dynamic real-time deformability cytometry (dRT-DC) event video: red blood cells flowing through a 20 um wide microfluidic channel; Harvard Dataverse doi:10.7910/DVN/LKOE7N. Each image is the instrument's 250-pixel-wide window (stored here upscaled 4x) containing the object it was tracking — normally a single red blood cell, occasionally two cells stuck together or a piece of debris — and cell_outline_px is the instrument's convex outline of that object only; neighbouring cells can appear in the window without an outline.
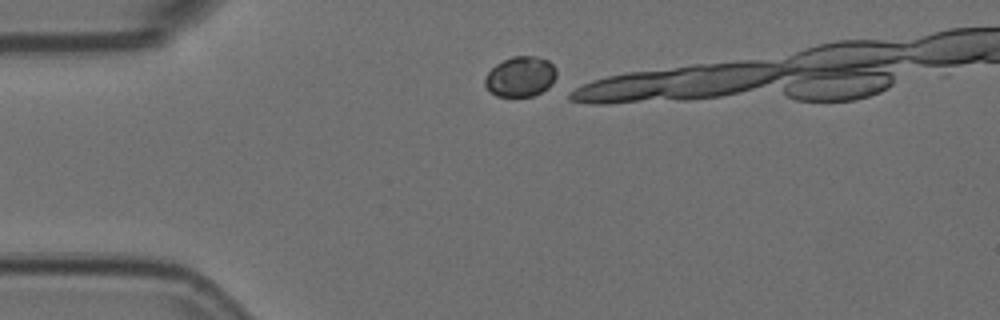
{"species": "Egyptian fruit bat (a non-hibernating species)", "species_latin": "Rousettus aegyptiacus", "temperature_condition": "room temperature", "stored_images_in_passage": 8, "camera_frame_rate_fps": 3000, "um_per_image_px": 0.085, "animal": {"sex": "female"}, "frame": {"image": 1, "passage_image": 1, "time_ms": 0.0, "image_size_px": [1000, 320], "cell_outline_px": [[556, 76], [552, 84], [548, 88], [532, 96], [496, 96], [484, 84], [484, 80], [488, 72], [496, 64], [512, 56], [536, 56], [548, 60], [556, 68]], "centroid_in_image_um": [44.25, 6.5], "position_along_channel_um": 40.7, "area_um2": 16.7}}
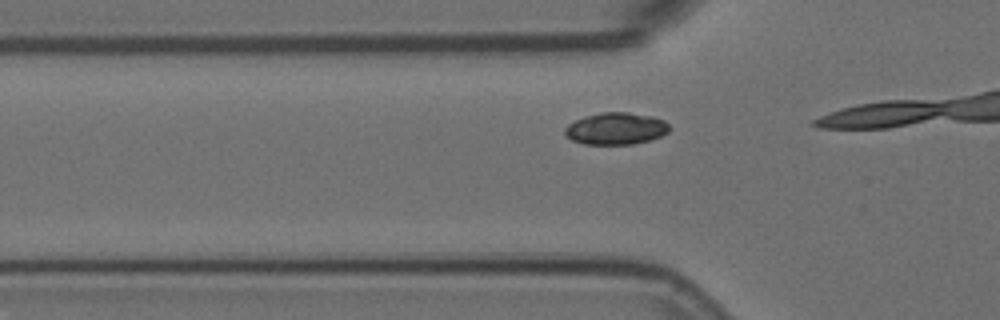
{"frame": {"image": 2, "passage_image": 6, "time_ms": 1.667, "image_size_px": [1000, 320], "cell_outline_px": [[668, 132], [660, 136], [648, 140], [632, 144], [584, 144], [572, 140], [564, 132], [564, 128], [568, 124], [584, 116], [600, 112], [628, 112], [652, 116], [664, 120], [668, 124]], "centroid_in_image_um": [52.33, 10.92], "position_along_channel_um": 73.5, "area_um2": 19.36}}